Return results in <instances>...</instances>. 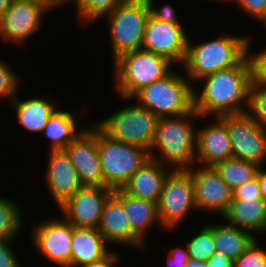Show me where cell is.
I'll use <instances>...</instances> for the list:
<instances>
[{
  "instance_id": "obj_41",
  "label": "cell",
  "mask_w": 266,
  "mask_h": 267,
  "mask_svg": "<svg viewBox=\"0 0 266 267\" xmlns=\"http://www.w3.org/2000/svg\"><path fill=\"white\" fill-rule=\"evenodd\" d=\"M234 261L223 254L215 252L205 263V267H233Z\"/></svg>"
},
{
  "instance_id": "obj_22",
  "label": "cell",
  "mask_w": 266,
  "mask_h": 267,
  "mask_svg": "<svg viewBox=\"0 0 266 267\" xmlns=\"http://www.w3.org/2000/svg\"><path fill=\"white\" fill-rule=\"evenodd\" d=\"M109 245L98 229L73 226L71 267H82L106 256Z\"/></svg>"
},
{
  "instance_id": "obj_27",
  "label": "cell",
  "mask_w": 266,
  "mask_h": 267,
  "mask_svg": "<svg viewBox=\"0 0 266 267\" xmlns=\"http://www.w3.org/2000/svg\"><path fill=\"white\" fill-rule=\"evenodd\" d=\"M222 180L233 190L257 175L259 165L242 159L229 158L213 166Z\"/></svg>"
},
{
  "instance_id": "obj_48",
  "label": "cell",
  "mask_w": 266,
  "mask_h": 267,
  "mask_svg": "<svg viewBox=\"0 0 266 267\" xmlns=\"http://www.w3.org/2000/svg\"><path fill=\"white\" fill-rule=\"evenodd\" d=\"M50 1L55 5V7L57 9V0H50Z\"/></svg>"
},
{
  "instance_id": "obj_9",
  "label": "cell",
  "mask_w": 266,
  "mask_h": 267,
  "mask_svg": "<svg viewBox=\"0 0 266 267\" xmlns=\"http://www.w3.org/2000/svg\"><path fill=\"white\" fill-rule=\"evenodd\" d=\"M160 226L176 229L195 210L192 176L187 170H172L166 177L157 204Z\"/></svg>"
},
{
  "instance_id": "obj_4",
  "label": "cell",
  "mask_w": 266,
  "mask_h": 267,
  "mask_svg": "<svg viewBox=\"0 0 266 267\" xmlns=\"http://www.w3.org/2000/svg\"><path fill=\"white\" fill-rule=\"evenodd\" d=\"M194 84L185 75L172 70L164 78L139 90L131 99L158 118L176 117L194 110Z\"/></svg>"
},
{
  "instance_id": "obj_7",
  "label": "cell",
  "mask_w": 266,
  "mask_h": 267,
  "mask_svg": "<svg viewBox=\"0 0 266 267\" xmlns=\"http://www.w3.org/2000/svg\"><path fill=\"white\" fill-rule=\"evenodd\" d=\"M149 16L146 0H126L103 17L111 37L113 62L125 53L141 50Z\"/></svg>"
},
{
  "instance_id": "obj_45",
  "label": "cell",
  "mask_w": 266,
  "mask_h": 267,
  "mask_svg": "<svg viewBox=\"0 0 266 267\" xmlns=\"http://www.w3.org/2000/svg\"><path fill=\"white\" fill-rule=\"evenodd\" d=\"M186 267H205V264L190 260V262L188 263Z\"/></svg>"
},
{
  "instance_id": "obj_8",
  "label": "cell",
  "mask_w": 266,
  "mask_h": 267,
  "mask_svg": "<svg viewBox=\"0 0 266 267\" xmlns=\"http://www.w3.org/2000/svg\"><path fill=\"white\" fill-rule=\"evenodd\" d=\"M159 118L137 103L118 109L95 124L109 138L136 145L148 152L153 144Z\"/></svg>"
},
{
  "instance_id": "obj_29",
  "label": "cell",
  "mask_w": 266,
  "mask_h": 267,
  "mask_svg": "<svg viewBox=\"0 0 266 267\" xmlns=\"http://www.w3.org/2000/svg\"><path fill=\"white\" fill-rule=\"evenodd\" d=\"M194 237H191L186 243V248L191 261L206 263L208 259L216 252L213 240V225L206 224Z\"/></svg>"
},
{
  "instance_id": "obj_39",
  "label": "cell",
  "mask_w": 266,
  "mask_h": 267,
  "mask_svg": "<svg viewBox=\"0 0 266 267\" xmlns=\"http://www.w3.org/2000/svg\"><path fill=\"white\" fill-rule=\"evenodd\" d=\"M167 255L166 263L168 267H186L190 262L189 253L186 247H173Z\"/></svg>"
},
{
  "instance_id": "obj_13",
  "label": "cell",
  "mask_w": 266,
  "mask_h": 267,
  "mask_svg": "<svg viewBox=\"0 0 266 267\" xmlns=\"http://www.w3.org/2000/svg\"><path fill=\"white\" fill-rule=\"evenodd\" d=\"M187 32L182 24L162 22L149 16L142 43V50L165 57L170 62L182 64L186 56Z\"/></svg>"
},
{
  "instance_id": "obj_26",
  "label": "cell",
  "mask_w": 266,
  "mask_h": 267,
  "mask_svg": "<svg viewBox=\"0 0 266 267\" xmlns=\"http://www.w3.org/2000/svg\"><path fill=\"white\" fill-rule=\"evenodd\" d=\"M76 114L57 110L48 120L43 134L49 139V150H63L83 129L75 119ZM78 127V128H77Z\"/></svg>"
},
{
  "instance_id": "obj_43",
  "label": "cell",
  "mask_w": 266,
  "mask_h": 267,
  "mask_svg": "<svg viewBox=\"0 0 266 267\" xmlns=\"http://www.w3.org/2000/svg\"><path fill=\"white\" fill-rule=\"evenodd\" d=\"M12 0H0V18L4 15L5 11L9 8Z\"/></svg>"
},
{
  "instance_id": "obj_32",
  "label": "cell",
  "mask_w": 266,
  "mask_h": 267,
  "mask_svg": "<svg viewBox=\"0 0 266 267\" xmlns=\"http://www.w3.org/2000/svg\"><path fill=\"white\" fill-rule=\"evenodd\" d=\"M246 56L251 69V85L266 88V47L258 53L250 54L252 38L247 35Z\"/></svg>"
},
{
  "instance_id": "obj_25",
  "label": "cell",
  "mask_w": 266,
  "mask_h": 267,
  "mask_svg": "<svg viewBox=\"0 0 266 267\" xmlns=\"http://www.w3.org/2000/svg\"><path fill=\"white\" fill-rule=\"evenodd\" d=\"M251 232L231 225H213V240L216 252L225 255L235 261L256 239Z\"/></svg>"
},
{
  "instance_id": "obj_18",
  "label": "cell",
  "mask_w": 266,
  "mask_h": 267,
  "mask_svg": "<svg viewBox=\"0 0 266 267\" xmlns=\"http://www.w3.org/2000/svg\"><path fill=\"white\" fill-rule=\"evenodd\" d=\"M46 183L58 208L81 187L75 167L64 150H49Z\"/></svg>"
},
{
  "instance_id": "obj_23",
  "label": "cell",
  "mask_w": 266,
  "mask_h": 267,
  "mask_svg": "<svg viewBox=\"0 0 266 267\" xmlns=\"http://www.w3.org/2000/svg\"><path fill=\"white\" fill-rule=\"evenodd\" d=\"M10 103L20 126L31 133H42L47 120L58 110L44 98L22 100L16 95Z\"/></svg>"
},
{
  "instance_id": "obj_31",
  "label": "cell",
  "mask_w": 266,
  "mask_h": 267,
  "mask_svg": "<svg viewBox=\"0 0 266 267\" xmlns=\"http://www.w3.org/2000/svg\"><path fill=\"white\" fill-rule=\"evenodd\" d=\"M246 113L266 132V88L250 86Z\"/></svg>"
},
{
  "instance_id": "obj_38",
  "label": "cell",
  "mask_w": 266,
  "mask_h": 267,
  "mask_svg": "<svg viewBox=\"0 0 266 267\" xmlns=\"http://www.w3.org/2000/svg\"><path fill=\"white\" fill-rule=\"evenodd\" d=\"M246 15L258 19L266 6V0H234Z\"/></svg>"
},
{
  "instance_id": "obj_21",
  "label": "cell",
  "mask_w": 266,
  "mask_h": 267,
  "mask_svg": "<svg viewBox=\"0 0 266 267\" xmlns=\"http://www.w3.org/2000/svg\"><path fill=\"white\" fill-rule=\"evenodd\" d=\"M227 223L245 229L254 236L266 232V202L262 199H232L222 215Z\"/></svg>"
},
{
  "instance_id": "obj_24",
  "label": "cell",
  "mask_w": 266,
  "mask_h": 267,
  "mask_svg": "<svg viewBox=\"0 0 266 267\" xmlns=\"http://www.w3.org/2000/svg\"><path fill=\"white\" fill-rule=\"evenodd\" d=\"M113 193L122 201L132 231L145 243L146 232L160 223L157 203L133 197L122 189Z\"/></svg>"
},
{
  "instance_id": "obj_30",
  "label": "cell",
  "mask_w": 266,
  "mask_h": 267,
  "mask_svg": "<svg viewBox=\"0 0 266 267\" xmlns=\"http://www.w3.org/2000/svg\"><path fill=\"white\" fill-rule=\"evenodd\" d=\"M126 0H73L77 18L81 24L102 19Z\"/></svg>"
},
{
  "instance_id": "obj_33",
  "label": "cell",
  "mask_w": 266,
  "mask_h": 267,
  "mask_svg": "<svg viewBox=\"0 0 266 267\" xmlns=\"http://www.w3.org/2000/svg\"><path fill=\"white\" fill-rule=\"evenodd\" d=\"M257 240L234 261L233 267H266V250L259 246Z\"/></svg>"
},
{
  "instance_id": "obj_17",
  "label": "cell",
  "mask_w": 266,
  "mask_h": 267,
  "mask_svg": "<svg viewBox=\"0 0 266 267\" xmlns=\"http://www.w3.org/2000/svg\"><path fill=\"white\" fill-rule=\"evenodd\" d=\"M98 231L109 245L118 244L139 250H145L148 245L132 231L123 203L114 193L104 204Z\"/></svg>"
},
{
  "instance_id": "obj_12",
  "label": "cell",
  "mask_w": 266,
  "mask_h": 267,
  "mask_svg": "<svg viewBox=\"0 0 266 267\" xmlns=\"http://www.w3.org/2000/svg\"><path fill=\"white\" fill-rule=\"evenodd\" d=\"M72 232L73 225L64 217L51 218L34 226L31 242L52 264L71 267Z\"/></svg>"
},
{
  "instance_id": "obj_10",
  "label": "cell",
  "mask_w": 266,
  "mask_h": 267,
  "mask_svg": "<svg viewBox=\"0 0 266 267\" xmlns=\"http://www.w3.org/2000/svg\"><path fill=\"white\" fill-rule=\"evenodd\" d=\"M54 8L50 0H12L0 18V39L21 46L39 31L43 15Z\"/></svg>"
},
{
  "instance_id": "obj_11",
  "label": "cell",
  "mask_w": 266,
  "mask_h": 267,
  "mask_svg": "<svg viewBox=\"0 0 266 267\" xmlns=\"http://www.w3.org/2000/svg\"><path fill=\"white\" fill-rule=\"evenodd\" d=\"M219 118L227 127L232 158L262 166L266 162V132L247 113L223 115Z\"/></svg>"
},
{
  "instance_id": "obj_42",
  "label": "cell",
  "mask_w": 266,
  "mask_h": 267,
  "mask_svg": "<svg viewBox=\"0 0 266 267\" xmlns=\"http://www.w3.org/2000/svg\"><path fill=\"white\" fill-rule=\"evenodd\" d=\"M256 176L259 183L262 200L266 202V171H264L262 166L259 167Z\"/></svg>"
},
{
  "instance_id": "obj_37",
  "label": "cell",
  "mask_w": 266,
  "mask_h": 267,
  "mask_svg": "<svg viewBox=\"0 0 266 267\" xmlns=\"http://www.w3.org/2000/svg\"><path fill=\"white\" fill-rule=\"evenodd\" d=\"M14 239H0V267H20L17 255L10 247ZM22 267V266H21Z\"/></svg>"
},
{
  "instance_id": "obj_40",
  "label": "cell",
  "mask_w": 266,
  "mask_h": 267,
  "mask_svg": "<svg viewBox=\"0 0 266 267\" xmlns=\"http://www.w3.org/2000/svg\"><path fill=\"white\" fill-rule=\"evenodd\" d=\"M119 253L110 251L106 256L102 257L97 261H93L90 264L84 265L82 267H114L116 263L119 264Z\"/></svg>"
},
{
  "instance_id": "obj_46",
  "label": "cell",
  "mask_w": 266,
  "mask_h": 267,
  "mask_svg": "<svg viewBox=\"0 0 266 267\" xmlns=\"http://www.w3.org/2000/svg\"><path fill=\"white\" fill-rule=\"evenodd\" d=\"M71 1L72 0H57V7H60V5L62 6L63 3L65 4V3H68V2H71Z\"/></svg>"
},
{
  "instance_id": "obj_28",
  "label": "cell",
  "mask_w": 266,
  "mask_h": 267,
  "mask_svg": "<svg viewBox=\"0 0 266 267\" xmlns=\"http://www.w3.org/2000/svg\"><path fill=\"white\" fill-rule=\"evenodd\" d=\"M17 201L0 197V239H15L23 229V215Z\"/></svg>"
},
{
  "instance_id": "obj_35",
  "label": "cell",
  "mask_w": 266,
  "mask_h": 267,
  "mask_svg": "<svg viewBox=\"0 0 266 267\" xmlns=\"http://www.w3.org/2000/svg\"><path fill=\"white\" fill-rule=\"evenodd\" d=\"M149 6L150 16L162 22L181 24V21L177 19V14L172 5H163L162 9L156 8L154 5L155 0H146Z\"/></svg>"
},
{
  "instance_id": "obj_14",
  "label": "cell",
  "mask_w": 266,
  "mask_h": 267,
  "mask_svg": "<svg viewBox=\"0 0 266 267\" xmlns=\"http://www.w3.org/2000/svg\"><path fill=\"white\" fill-rule=\"evenodd\" d=\"M85 127L63 150L75 167L82 186H104L96 143V125Z\"/></svg>"
},
{
  "instance_id": "obj_34",
  "label": "cell",
  "mask_w": 266,
  "mask_h": 267,
  "mask_svg": "<svg viewBox=\"0 0 266 267\" xmlns=\"http://www.w3.org/2000/svg\"><path fill=\"white\" fill-rule=\"evenodd\" d=\"M19 76L13 72L8 63L0 59V100L9 98V102L18 94Z\"/></svg>"
},
{
  "instance_id": "obj_1",
  "label": "cell",
  "mask_w": 266,
  "mask_h": 267,
  "mask_svg": "<svg viewBox=\"0 0 266 267\" xmlns=\"http://www.w3.org/2000/svg\"><path fill=\"white\" fill-rule=\"evenodd\" d=\"M203 86H194V110L203 119L214 115L244 114L248 107L251 69L247 56L236 66L203 77Z\"/></svg>"
},
{
  "instance_id": "obj_47",
  "label": "cell",
  "mask_w": 266,
  "mask_h": 267,
  "mask_svg": "<svg viewBox=\"0 0 266 267\" xmlns=\"http://www.w3.org/2000/svg\"><path fill=\"white\" fill-rule=\"evenodd\" d=\"M209 1H210V0H209ZM212 1H217V2H218V1H219V2H221V1H222V2H225V1H226V2H227V1H232V2H233L234 0H211V2H212Z\"/></svg>"
},
{
  "instance_id": "obj_6",
  "label": "cell",
  "mask_w": 266,
  "mask_h": 267,
  "mask_svg": "<svg viewBox=\"0 0 266 267\" xmlns=\"http://www.w3.org/2000/svg\"><path fill=\"white\" fill-rule=\"evenodd\" d=\"M96 143L104 187L113 190L122 189L131 176L150 159L149 152L146 149L113 140L97 126Z\"/></svg>"
},
{
  "instance_id": "obj_44",
  "label": "cell",
  "mask_w": 266,
  "mask_h": 267,
  "mask_svg": "<svg viewBox=\"0 0 266 267\" xmlns=\"http://www.w3.org/2000/svg\"><path fill=\"white\" fill-rule=\"evenodd\" d=\"M261 24H264V27L266 26V6L264 7V10L262 12V14L259 16V18L257 19Z\"/></svg>"
},
{
  "instance_id": "obj_36",
  "label": "cell",
  "mask_w": 266,
  "mask_h": 267,
  "mask_svg": "<svg viewBox=\"0 0 266 267\" xmlns=\"http://www.w3.org/2000/svg\"><path fill=\"white\" fill-rule=\"evenodd\" d=\"M232 199H262L257 176L233 189Z\"/></svg>"
},
{
  "instance_id": "obj_16",
  "label": "cell",
  "mask_w": 266,
  "mask_h": 267,
  "mask_svg": "<svg viewBox=\"0 0 266 267\" xmlns=\"http://www.w3.org/2000/svg\"><path fill=\"white\" fill-rule=\"evenodd\" d=\"M187 171L192 176L196 210L216 212L222 217L232 200L233 190L213 166H193Z\"/></svg>"
},
{
  "instance_id": "obj_2",
  "label": "cell",
  "mask_w": 266,
  "mask_h": 267,
  "mask_svg": "<svg viewBox=\"0 0 266 267\" xmlns=\"http://www.w3.org/2000/svg\"><path fill=\"white\" fill-rule=\"evenodd\" d=\"M198 118L203 117L195 110L176 117L159 118L150 158L166 167L171 165L172 170H188L196 166L197 130L193 120Z\"/></svg>"
},
{
  "instance_id": "obj_20",
  "label": "cell",
  "mask_w": 266,
  "mask_h": 267,
  "mask_svg": "<svg viewBox=\"0 0 266 267\" xmlns=\"http://www.w3.org/2000/svg\"><path fill=\"white\" fill-rule=\"evenodd\" d=\"M171 171L150 158L131 176L122 190L133 197L158 204L164 181Z\"/></svg>"
},
{
  "instance_id": "obj_5",
  "label": "cell",
  "mask_w": 266,
  "mask_h": 267,
  "mask_svg": "<svg viewBox=\"0 0 266 267\" xmlns=\"http://www.w3.org/2000/svg\"><path fill=\"white\" fill-rule=\"evenodd\" d=\"M113 63L116 92L121 98L131 99L139 90L167 76L172 62L145 50L121 55Z\"/></svg>"
},
{
  "instance_id": "obj_15",
  "label": "cell",
  "mask_w": 266,
  "mask_h": 267,
  "mask_svg": "<svg viewBox=\"0 0 266 267\" xmlns=\"http://www.w3.org/2000/svg\"><path fill=\"white\" fill-rule=\"evenodd\" d=\"M113 191L104 186H82L59 209L71 225L98 229L104 204Z\"/></svg>"
},
{
  "instance_id": "obj_19",
  "label": "cell",
  "mask_w": 266,
  "mask_h": 267,
  "mask_svg": "<svg viewBox=\"0 0 266 267\" xmlns=\"http://www.w3.org/2000/svg\"><path fill=\"white\" fill-rule=\"evenodd\" d=\"M213 118L214 123L197 128L195 163L199 162L200 166H214L218 162L232 158L226 124L219 117Z\"/></svg>"
},
{
  "instance_id": "obj_3",
  "label": "cell",
  "mask_w": 266,
  "mask_h": 267,
  "mask_svg": "<svg viewBox=\"0 0 266 267\" xmlns=\"http://www.w3.org/2000/svg\"><path fill=\"white\" fill-rule=\"evenodd\" d=\"M247 41L246 35L222 34L217 39L193 44L188 36L182 64L185 76L194 83L219 70L236 66L246 56Z\"/></svg>"
}]
</instances>
